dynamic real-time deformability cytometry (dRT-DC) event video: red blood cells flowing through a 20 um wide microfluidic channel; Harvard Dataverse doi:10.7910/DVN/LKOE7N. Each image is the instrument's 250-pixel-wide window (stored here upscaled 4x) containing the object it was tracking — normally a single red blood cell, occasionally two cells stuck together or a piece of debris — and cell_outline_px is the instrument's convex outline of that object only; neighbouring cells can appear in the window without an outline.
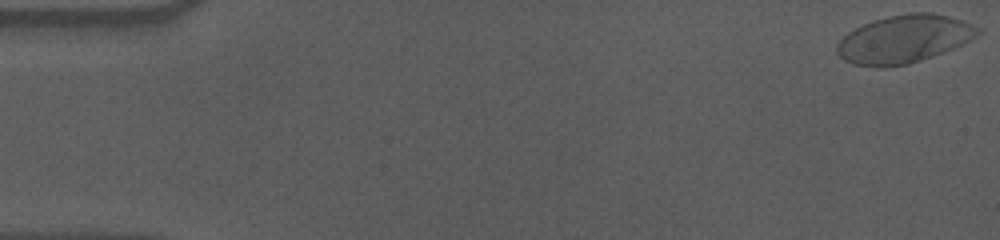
{"species": "human", "species_latin": "Homo sapiens", "temperature_condition": "cold", "stored_images_in_passage": 58, "camera_frame_rate_fps": 3000, "um_per_image_px": 0.085, "donor": {"sex": "male"}, "frame": {"image": 1, "passage_image": 1, "time_ms": 0.0, "image_size_px": [1000, 240], "cell_outline_px": [[980, 32], [976, 36], [944, 52], [908, 64], [852, 64], [844, 60], [836, 52], [836, 44], [848, 32], [872, 20], [888, 16], [908, 12], [932, 12], [964, 20], [980, 28]], "centroid_in_image_um": [76.85, 3.27], "position_along_channel_um": 8.1, "area_um2": 38.49}}
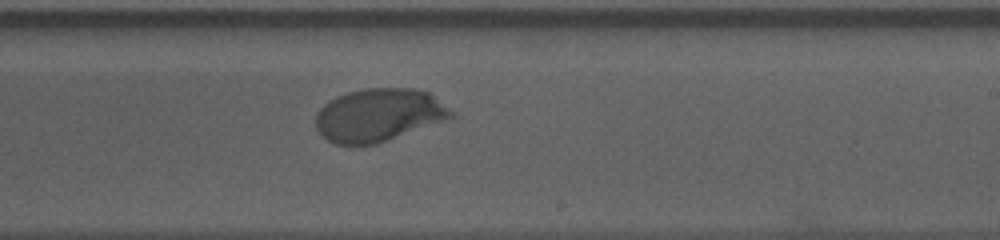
{"frame": {"image": 2, "passage_image": 35, "time_ms": 11.333, "image_size_px": [1000, 240], "cell_outline_px": [[456, 116], [376, 144], [336, 144], [328, 140], [316, 128], [316, 116], [320, 108], [328, 100], [336, 96], [348, 92], [368, 88], [412, 88], [428, 92], [456, 112]], "centroid_in_image_um": [32.2, 9.76], "position_along_channel_um": 256.8, "area_um2": 41.5}}
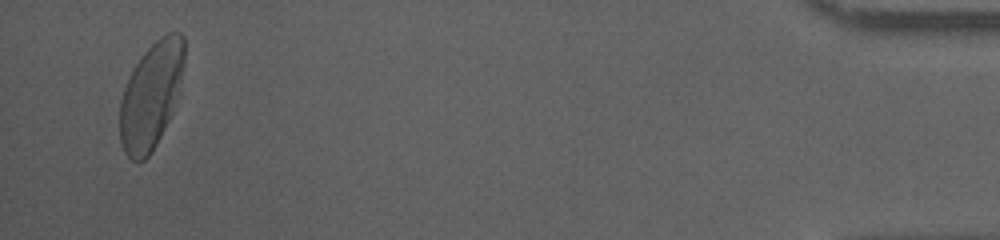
{"frame": {"image": 3, "passage_image": 56, "time_ms": 18.333, "image_size_px": [1000, 240], "cell_outline_px": [[184, 60], [180, 88], [168, 120], [152, 152], [144, 160], [136, 164], [124, 152], [120, 140], [120, 100], [124, 88], [136, 64], [144, 52], [160, 36], [168, 32], [180, 32], [184, 36]], "centroid_in_image_um": [12.84, 8.12], "position_along_channel_um": 422.4, "area_um2": 39.71}, "authors_computed_cell_mechanics": {"area_um2": 40.7779, "velocity_mm_per_s": 3.5241, "shape_relaxation_time_tau1_ms": 3.5754, "shape_relaxation_time_tau2_ms": null, "deformation_change_tau1": 0.151, "deformation_change_tau2": null}}